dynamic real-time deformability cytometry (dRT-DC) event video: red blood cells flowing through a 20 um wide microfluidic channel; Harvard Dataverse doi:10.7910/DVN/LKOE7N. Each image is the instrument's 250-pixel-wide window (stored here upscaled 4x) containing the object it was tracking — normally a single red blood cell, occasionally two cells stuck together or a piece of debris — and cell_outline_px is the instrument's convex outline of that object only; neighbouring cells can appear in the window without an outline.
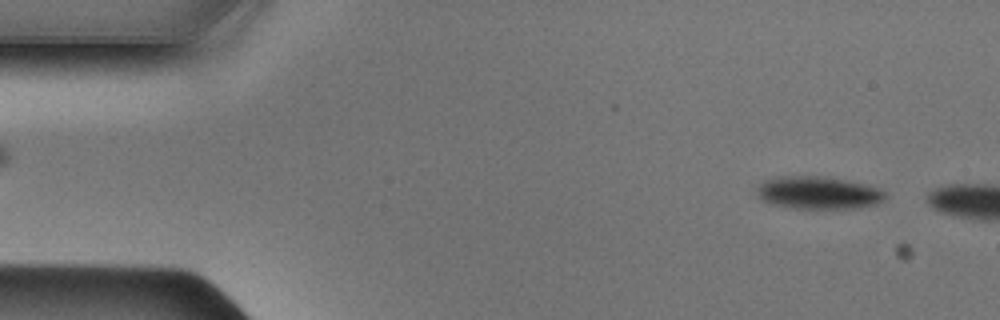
{"species": "Egyptian fruit bat (a non-hibernating species)", "species_latin": "Rousettus aegyptiacus", "temperature_condition": "cold", "stored_images_in_passage": 6, "camera_frame_rate_fps": 3000, "um_per_image_px": 0.085, "animal": {"sex": "male"}, "frame": {"image": 1, "passage_image": 3, "time_ms": 0.667, "image_size_px": [1000, 320], "cell_outline_px": [[888, 196], [884, 200], [876, 204], [860, 208], [796, 208], [772, 204], [756, 196], [756, 188], [764, 180], [776, 176], [832, 176], [880, 188]], "centroid_in_image_um": [69.57, 16.37], "position_along_channel_um": 15.4, "area_um2": 24.74}}